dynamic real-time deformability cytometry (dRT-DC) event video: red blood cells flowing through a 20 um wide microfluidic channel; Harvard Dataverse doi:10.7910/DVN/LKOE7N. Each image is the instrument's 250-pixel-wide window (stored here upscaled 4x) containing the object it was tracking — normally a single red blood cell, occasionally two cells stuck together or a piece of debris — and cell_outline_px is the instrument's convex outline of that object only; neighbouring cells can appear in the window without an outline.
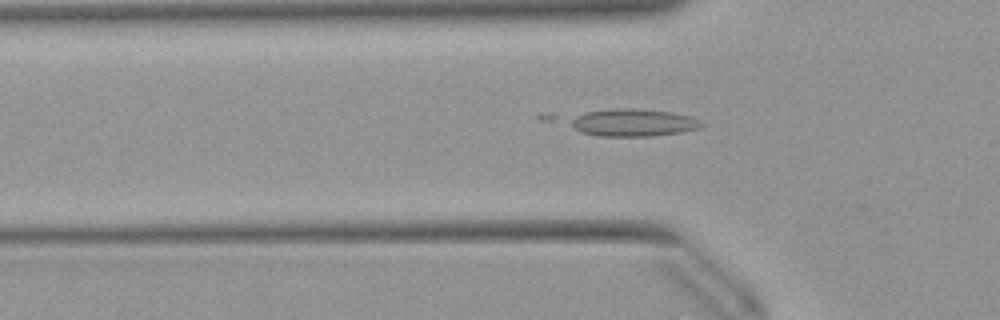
{"species": "Egyptian fruit bat (a non-hibernating species)", "species_latin": "Rousettus aegyptiacus", "temperature_condition": "warm", "stored_images_in_passage": 51, "camera_frame_rate_fps": 3000, "um_per_image_px": 0.085, "animal": {"sex": "female"}, "frame": {"image": 1, "passage_image": 16, "time_ms": 5.0, "image_size_px": [1000, 320], "cell_outline_px": [[708, 124], [700, 128], [680, 132], [652, 136], [596, 136], [580, 132], [536, 120], [536, 116], [540, 112], [612, 108], [636, 108], [672, 112], [692, 116]], "centroid_in_image_um": [52.84, 10.35], "position_along_channel_um": 73.0, "area_um2": 25.55}}
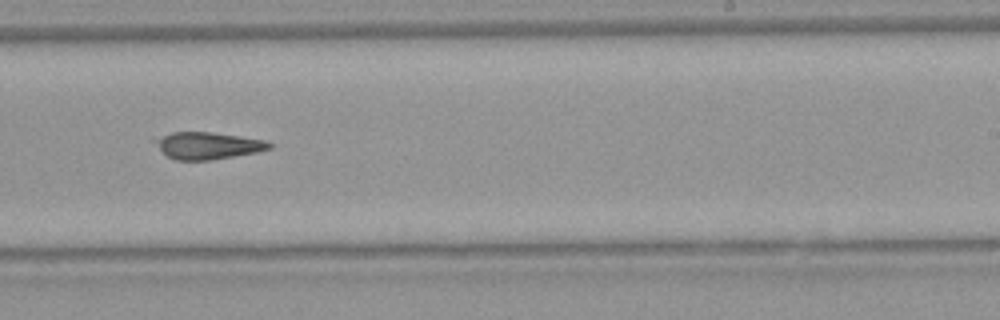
{"frame": {"image": 2, "passage_image": 31, "time_ms": 10.0, "image_size_px": [1000, 320], "cell_outline_px": [[276, 144], [272, 148], [256, 152], [212, 160], [176, 160], [168, 156], [152, 140], [172, 132], [212, 132], [240, 136], [264, 140]], "centroid_in_image_um": [17.72, 12.37], "position_along_channel_um": 271.3, "area_um2": 17.86}}
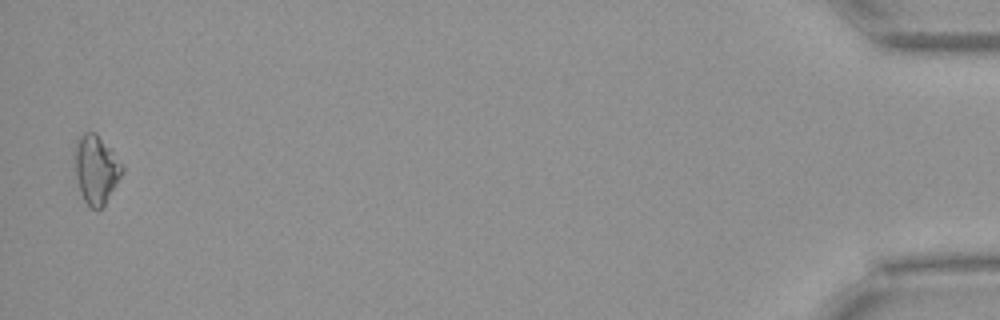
{"frame": {"image": 3, "passage_image": 50, "time_ms": 16.333, "image_size_px": [1000, 320], "cell_outline_px": [[124, 172], [104, 204], [100, 208], [92, 208], [84, 200], [80, 192], [76, 176], [72, 152], [80, 136], [84, 132], [96, 132], [112, 148], [124, 168]], "centroid_in_image_um": [8.16, 14.34], "position_along_channel_um": 427.0, "area_um2": 19.13}}